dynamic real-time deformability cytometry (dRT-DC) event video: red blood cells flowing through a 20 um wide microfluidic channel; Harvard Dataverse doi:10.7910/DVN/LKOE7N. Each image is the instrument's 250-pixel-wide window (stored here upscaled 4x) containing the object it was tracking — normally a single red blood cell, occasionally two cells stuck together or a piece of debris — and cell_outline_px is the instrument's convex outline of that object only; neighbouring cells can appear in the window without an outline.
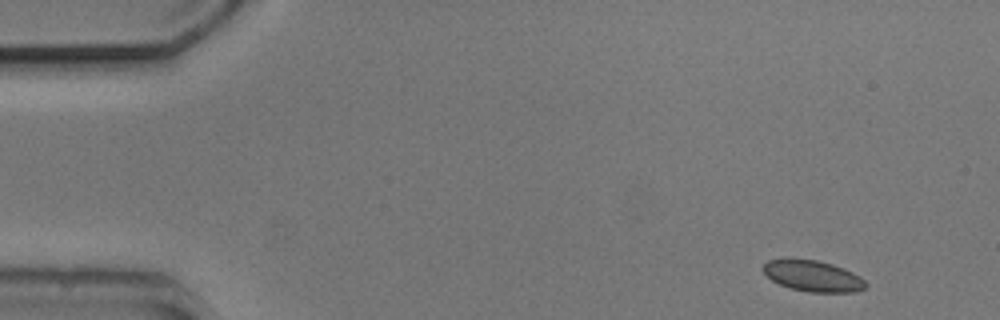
{"species": "common noctule bat (a hibernating species)", "species_latin": "Nyctalus noctula", "temperature_condition": "cold", "stored_images_in_passage": 4, "camera_frame_rate_fps": 3000, "um_per_image_px": 0.085, "animal": {"sex": "male", "body_mass_g": 20.5, "forearm_length_mm": 52.5}, "frame": {"image": 1, "passage_image": 1, "time_ms": 0.0, "image_size_px": [1000, 320], "cell_outline_px": [[868, 284], [864, 288], [852, 292], [808, 292], [792, 288], [780, 284], [772, 280], [760, 268], [768, 260], [784, 256], [792, 256], [816, 260], [832, 264], [844, 268], [860, 276]], "centroid_in_image_um": [69.03, 23.41], "position_along_channel_um": 16.0, "area_um2": 19.02}}
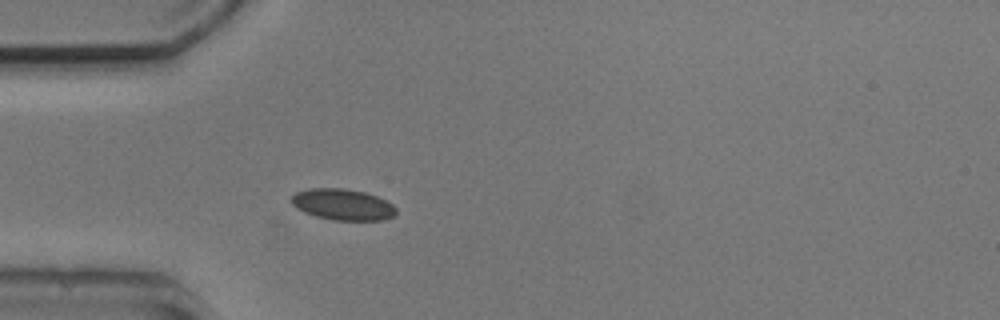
{"frame": {"image": 2, "passage_image": 4, "time_ms": 3.667, "image_size_px": [1000, 320], "cell_outline_px": [[396, 212], [392, 216], [384, 220], [332, 220], [316, 216], [304, 212], [296, 208], [292, 204], [292, 196], [296, 192], [308, 188], [344, 188], [364, 192], [376, 196], [392, 204], [396, 208]], "centroid_in_image_um": [29.11, 17.38], "position_along_channel_um": 55.9, "area_um2": 18.96}}